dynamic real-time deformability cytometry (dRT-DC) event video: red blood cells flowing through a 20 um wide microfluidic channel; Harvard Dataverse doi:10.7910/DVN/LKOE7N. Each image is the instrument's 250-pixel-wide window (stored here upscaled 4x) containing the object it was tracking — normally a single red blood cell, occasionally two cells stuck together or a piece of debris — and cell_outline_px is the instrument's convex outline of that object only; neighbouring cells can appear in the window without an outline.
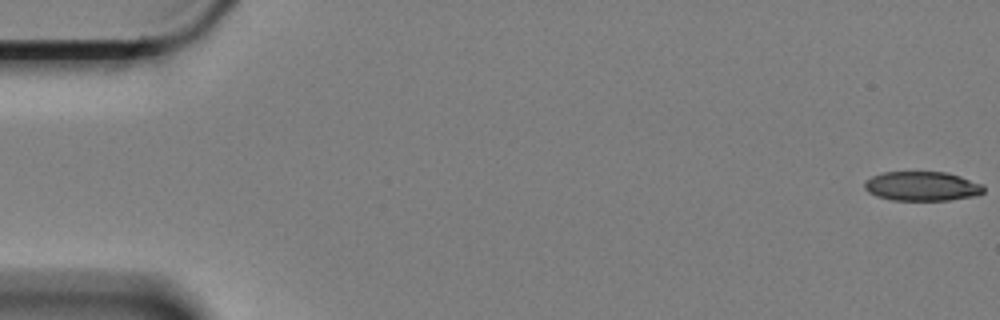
{"species": "Egyptian fruit bat (a non-hibernating species)", "species_latin": "Rousettus aegyptiacus", "temperature_condition": "cold", "stored_images_in_passage": 6, "camera_frame_rate_fps": 3000, "um_per_image_px": 0.085, "animal": {"sex": "female"}, "frame": {"image": 1, "passage_image": 1, "time_ms": 0.0, "image_size_px": [1000, 320], "cell_outline_px": [[984, 192], [972, 196], [948, 200], [892, 200], [876, 196], [868, 192], [864, 188], [864, 180], [872, 176], [884, 172], [948, 172], [984, 184]], "centroid_in_image_um": [78.36, 15.82], "position_along_channel_um": 6.6, "area_um2": 20.46}}